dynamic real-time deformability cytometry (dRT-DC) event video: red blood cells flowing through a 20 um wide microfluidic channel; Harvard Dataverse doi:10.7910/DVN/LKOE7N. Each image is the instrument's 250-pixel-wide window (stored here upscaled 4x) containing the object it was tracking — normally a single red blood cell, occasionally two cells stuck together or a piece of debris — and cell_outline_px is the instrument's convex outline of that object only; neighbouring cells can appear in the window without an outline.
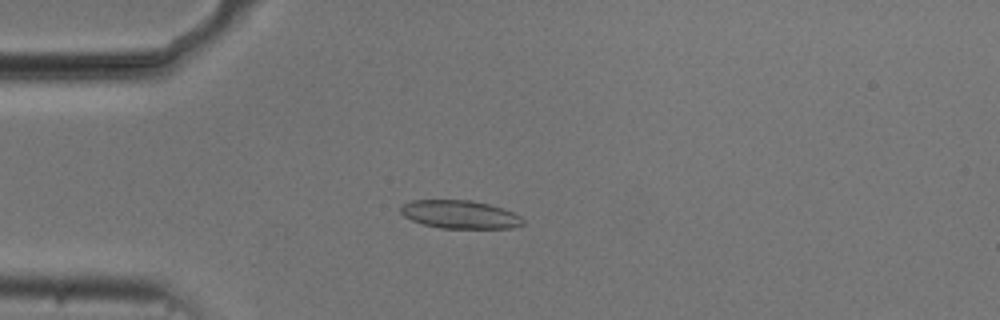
{"species": "common noctule bat (a hibernating species)", "species_latin": "Nyctalus noctula", "temperature_condition": "cold", "stored_images_in_passage": 53, "camera_frame_rate_fps": 3000, "um_per_image_px": 0.085, "animal": {"sex": "male", "body_mass_g": 20.5, "forearm_length_mm": 52.5}, "frame": {"image": 1, "passage_image": 13, "time_ms": 4.0, "image_size_px": [1000, 320], "cell_outline_px": [[524, 224], [512, 228], [440, 228], [424, 224], [412, 220], [404, 216], [400, 212], [400, 208], [404, 204], [412, 200], [472, 200], [504, 208], [520, 216], [524, 220]], "centroid_in_image_um": [39.11, 18.23], "position_along_channel_um": 45.9, "area_um2": 20.06}}
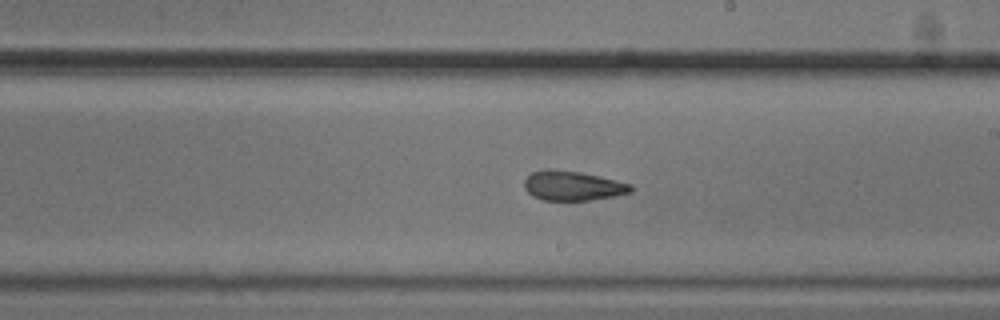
{"frame": {"image": 2, "passage_image": 30, "time_ms": 9.667, "image_size_px": [1000, 320], "cell_outline_px": [[632, 192], [612, 196], [588, 200], [544, 200], [532, 196], [524, 188], [524, 180], [532, 172], [580, 172], [600, 176], [632, 184]], "centroid_in_image_um": [48.72, 15.83], "position_along_channel_um": 240.3, "area_um2": 17.63}}
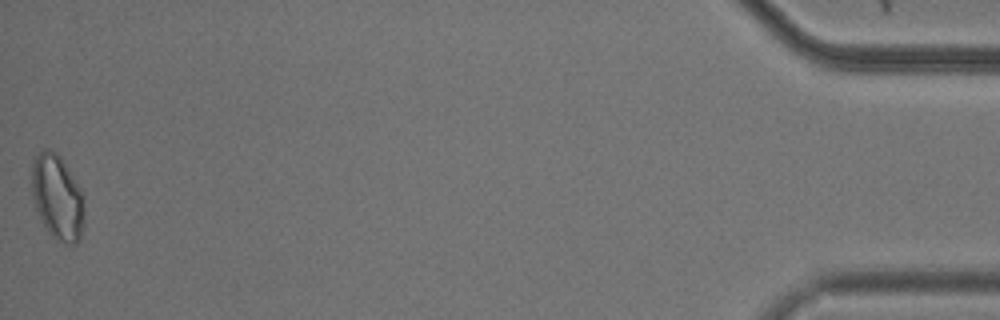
{"frame": {"image": 3, "passage_image": 53, "time_ms": 17.333, "image_size_px": [1000, 320], "cell_outline_px": [[84, 224], [80, 240], [76, 244], [64, 244], [52, 236], [48, 232], [36, 208], [32, 196], [32, 160], [44, 148], [48, 148], [56, 152], [60, 156], [84, 192]], "centroid_in_image_um": [4.91, 16.77], "position_along_channel_um": 430.3, "area_um2": 26.41}, "authors_computed_cell_mechanics": {"area_um2": 20.0566, "velocity_mm_per_s": 3.7175, "shape_relaxation_time_tau1_ms": null, "shape_relaxation_time_tau2_ms": 3.484, "deformation_change_tau1": null, "deformation_change_tau2": 0.0834}}